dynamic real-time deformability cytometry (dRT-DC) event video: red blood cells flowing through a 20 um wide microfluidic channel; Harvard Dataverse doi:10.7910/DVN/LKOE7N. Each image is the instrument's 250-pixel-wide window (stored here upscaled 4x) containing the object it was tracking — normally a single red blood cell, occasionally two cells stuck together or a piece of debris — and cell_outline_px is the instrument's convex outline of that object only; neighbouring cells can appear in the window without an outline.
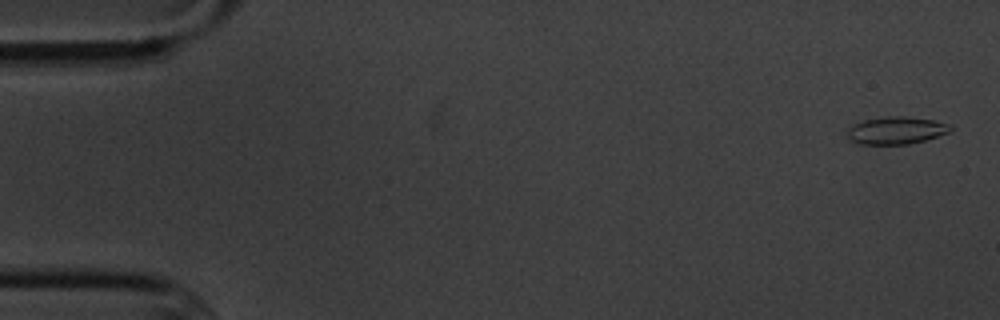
{"species": "common noctule bat (a hibernating species)", "species_latin": "Nyctalus noctula", "temperature_condition": "cold", "stored_images_in_passage": 57, "camera_frame_rate_fps": 3000, "um_per_image_px": 0.085, "animal": {"sex": "male", "body_mass_g": 20.1, "forearm_length_mm": 53.5}, "frame": {"image": 1, "passage_image": 2, "time_ms": 0.333, "image_size_px": [1000, 320], "cell_outline_px": [[952, 128], [948, 132], [924, 140], [908, 144], [860, 144], [852, 140], [848, 136], [848, 128], [864, 120], [888, 116], [904, 116], [932, 120], [948, 124]], "centroid_in_image_um": [76.16, 11.08], "position_along_channel_um": 8.8, "area_um2": 16.07}}
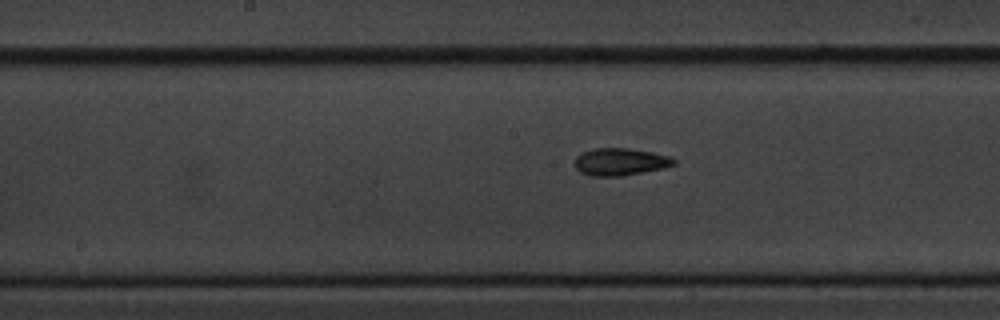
{"frame": {"image": 2, "passage_image": 29, "time_ms": 9.333, "image_size_px": [1000, 320], "cell_outline_px": [[676, 164], [664, 168], [620, 176], [592, 176], [580, 172], [576, 168], [576, 156], [580, 152], [592, 148], [628, 148], [652, 152], [668, 156], [676, 160]], "centroid_in_image_um": [52.7, 13.74], "position_along_channel_um": 195.5, "area_um2": 15.78}}
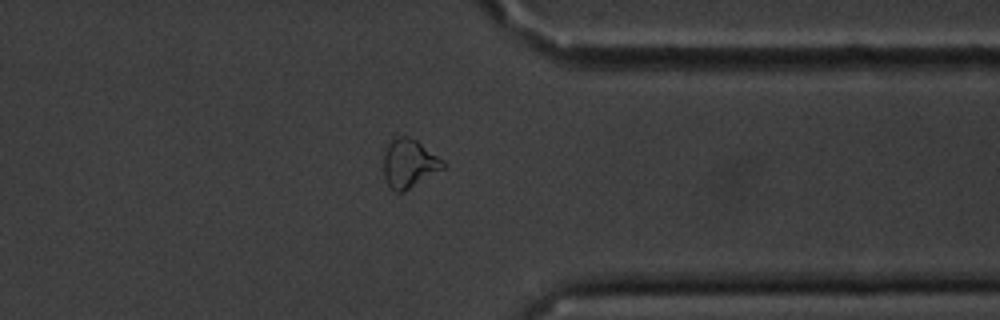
{"frame": {"image": 3, "passage_image": 45, "time_ms": 14.667, "image_size_px": [1000, 320], "cell_outline_px": [[448, 164], [444, 168], [404, 192], [396, 192], [388, 184], [384, 176], [384, 152], [392, 136], [408, 136], [416, 140], [444, 160]], "centroid_in_image_um": [34.78, 13.87], "position_along_channel_um": 376.6, "area_um2": 16.94}, "authors_computed_cell_mechanics": {"area_um2": 15.8372, "velocity_mm_per_s": 3.5035, "shape_relaxation_time_tau1_ms": 4.3759, "shape_relaxation_time_tau2_ms": 4.39, "deformation_change_tau1": 0.105, "deformation_change_tau2": 0.0962}}